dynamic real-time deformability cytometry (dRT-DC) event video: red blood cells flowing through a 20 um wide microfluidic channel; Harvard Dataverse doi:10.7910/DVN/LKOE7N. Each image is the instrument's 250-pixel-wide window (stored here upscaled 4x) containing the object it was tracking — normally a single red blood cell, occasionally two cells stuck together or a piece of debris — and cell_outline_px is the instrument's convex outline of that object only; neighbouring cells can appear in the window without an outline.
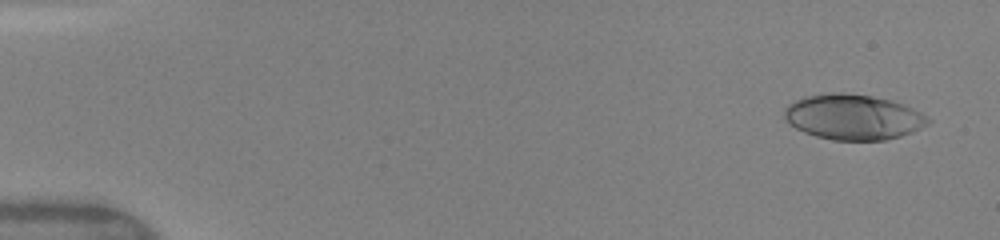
{"species": "human", "species_latin": "Homo sapiens", "temperature_condition": "warm", "stored_images_in_passage": 15, "camera_frame_rate_fps": 3000, "um_per_image_px": 0.085, "donor": {"sex": "female"}, "frame": {"image": 1, "passage_image": 2, "time_ms": 0.333, "image_size_px": [1000, 240], "cell_outline_px": [[932, 120], [928, 124], [912, 132], [900, 136], [884, 140], [832, 140], [816, 136], [804, 132], [796, 128], [784, 116], [784, 108], [788, 104], [804, 96], [832, 92], [840, 92], [872, 96], [892, 100], [904, 104], [920, 112]], "centroid_in_image_um": [72.53, 9.94], "position_along_channel_um": 12.5, "area_um2": 37.92}}
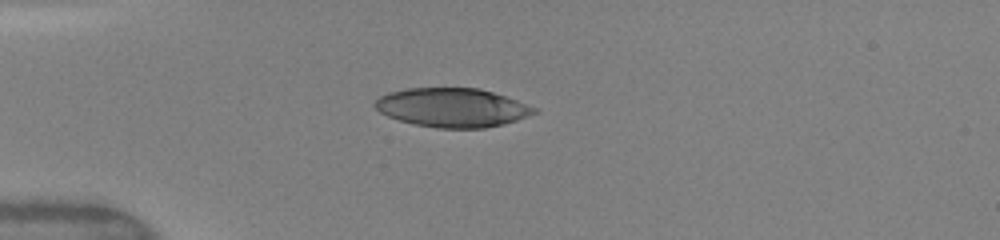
{"frame": {"image": 2, "passage_image": 11, "time_ms": 4.0, "image_size_px": [1000, 240], "cell_outline_px": [[540, 112], [504, 124], [484, 128], [436, 128], [416, 124], [400, 120], [388, 116], [380, 112], [372, 104], [380, 96], [388, 92], [408, 88], [480, 88], [516, 100], [536, 108]], "centroid_in_image_um": [38.44, 9.14], "position_along_channel_um": 46.6, "area_um2": 36.01}}
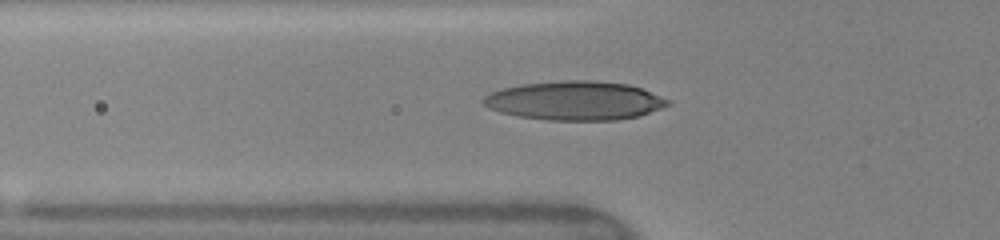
{"frame": {"image": 3, "passage_image": 14, "time_ms": 5.333, "image_size_px": [1000, 240], "cell_outline_px": [[672, 104], [640, 116], [616, 120], [548, 120], [516, 116], [500, 112], [488, 108], [480, 100], [484, 96], [492, 92], [504, 88], [524, 84], [564, 80], [592, 80], [628, 84], [640, 88], [672, 100]], "centroid_in_image_um": [48.89, 8.56], "position_along_channel_um": 76.9, "area_um2": 41.96}}